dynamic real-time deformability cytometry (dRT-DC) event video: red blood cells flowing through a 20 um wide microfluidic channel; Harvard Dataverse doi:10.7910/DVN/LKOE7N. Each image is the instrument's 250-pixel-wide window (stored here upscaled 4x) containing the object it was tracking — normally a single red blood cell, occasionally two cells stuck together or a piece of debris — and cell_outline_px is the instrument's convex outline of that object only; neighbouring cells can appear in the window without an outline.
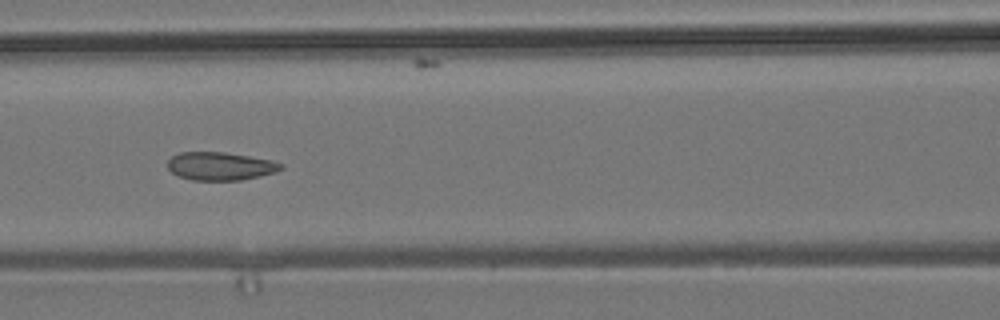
{"species": "common noctule bat (a hibernating species)", "species_latin": "Nyctalus noctula", "temperature_condition": "room temperature", "stored_images_in_passage": 9, "camera_frame_rate_fps": 3000, "um_per_image_px": 0.085, "animal": {"sex": "male", "body_mass_g": 19.2, "forearm_length_mm": 51.8}, "frame": {"image": 1, "passage_image": 7, "time_ms": 7.0, "image_size_px": [1000, 320], "cell_outline_px": [[284, 168], [276, 172], [260, 176], [240, 180], [192, 180], [180, 176], [172, 172], [168, 168], [168, 160], [172, 156], [180, 152], [224, 152], [272, 160], [284, 164]], "centroid_in_image_um": [18.75, 14.12], "position_along_channel_um": 147.8, "area_um2": 18.55}}
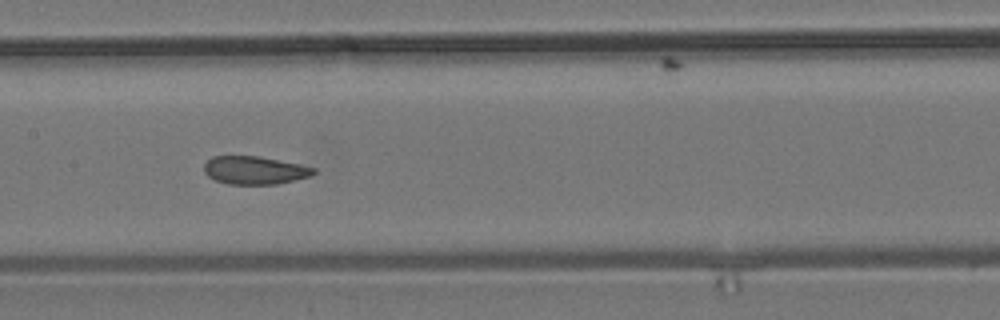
{"frame": {"image": 2, "passage_image": 8, "time_ms": 8.0, "image_size_px": [1000, 320], "cell_outline_px": [[316, 172], [312, 176], [276, 184], [228, 184], [216, 180], [208, 176], [204, 172], [204, 164], [212, 156], [260, 156], [300, 164], [316, 168]], "centroid_in_image_um": [21.66, 14.46], "position_along_channel_um": 185.7, "area_um2": 17.98}}
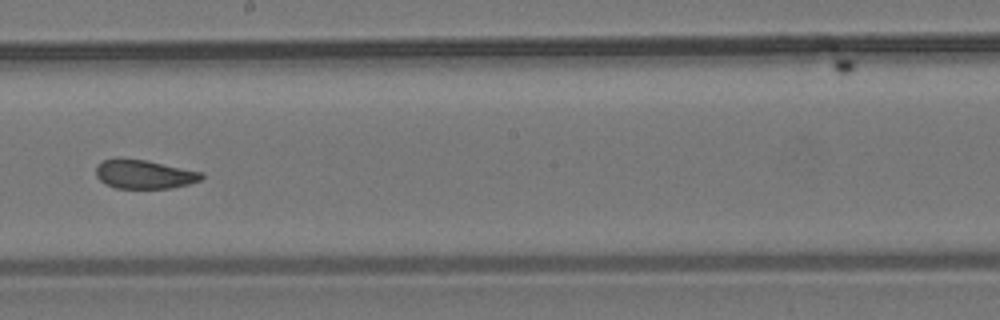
{"frame": {"image": 3, "passage_image": 9, "time_ms": 9.333, "image_size_px": [1000, 320], "cell_outline_px": [[204, 176], [200, 180], [188, 184], [172, 188], [116, 188], [104, 184], [96, 176], [96, 168], [104, 160], [116, 156], [144, 160], [204, 172]], "centroid_in_image_um": [12.24, 14.8], "position_along_channel_um": 236.0, "area_um2": 17.92}}